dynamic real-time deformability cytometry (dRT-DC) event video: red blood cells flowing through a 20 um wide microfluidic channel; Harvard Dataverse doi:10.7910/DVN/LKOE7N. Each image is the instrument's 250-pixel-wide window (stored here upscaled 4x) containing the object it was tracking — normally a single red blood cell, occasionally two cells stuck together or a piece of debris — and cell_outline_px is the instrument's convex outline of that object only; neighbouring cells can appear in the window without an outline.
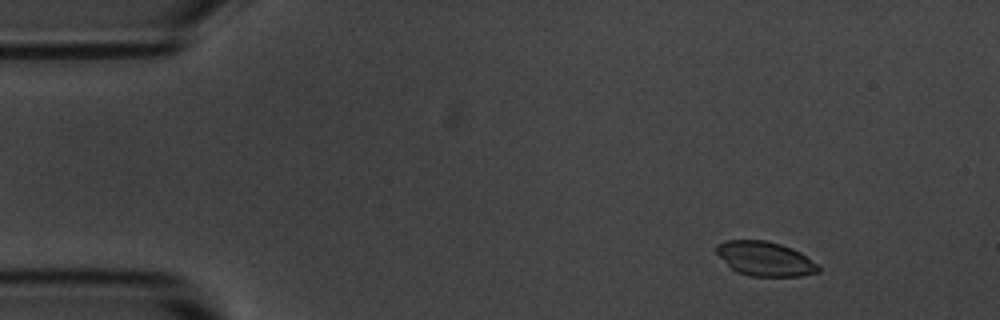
{"species": "common noctule bat (a hibernating species)", "species_latin": "Nyctalus noctula", "temperature_condition": "room temperature", "stored_images_in_passage": 56, "camera_frame_rate_fps": 3000, "um_per_image_px": 0.085, "animal": {"sex": "male", "body_mass_g": 20.1, "forearm_length_mm": 53.5}, "frame": {"image": 1, "passage_image": 6, "time_ms": 1.667, "image_size_px": [1000, 320], "cell_outline_px": [[820, 272], [800, 276], [748, 276], [736, 272], [716, 252], [716, 244], [724, 240], [764, 240], [780, 244], [792, 248], [800, 252], [816, 264], [820, 268]], "centroid_in_image_um": [65.02, 21.99], "position_along_channel_um": 20.0, "area_um2": 20.29}}
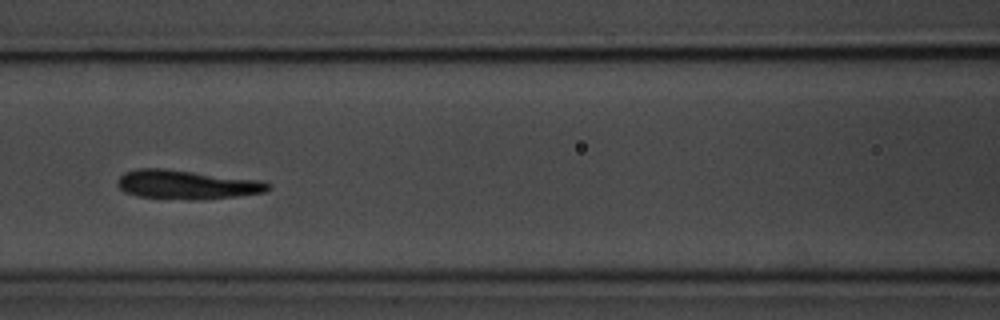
{"frame": {"image": 2, "passage_image": 24, "time_ms": 7.667, "image_size_px": [1000, 320], "cell_outline_px": [[272, 188], [264, 192], [236, 196], [204, 200], [188, 200], [136, 196], [124, 192], [116, 184], [116, 180], [124, 172], [140, 168], [160, 168], [260, 180], [268, 184]], "centroid_in_image_um": [15.82, 15.7], "position_along_channel_um": 150.8, "area_um2": 25.49}}
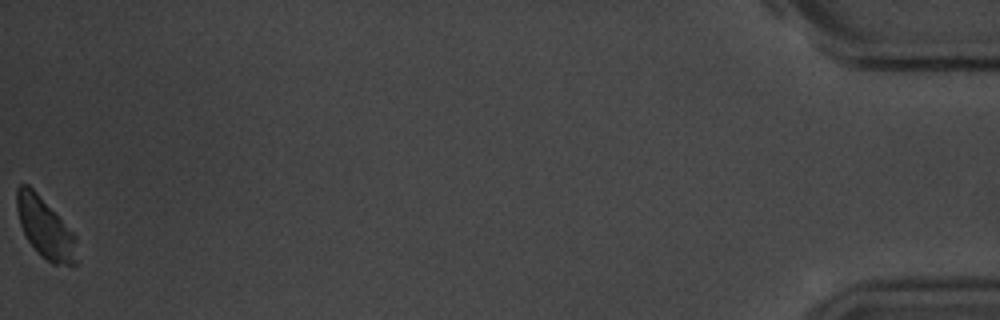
{"frame": {"image": 3, "passage_image": 56, "time_ms": 18.333, "image_size_px": [1000, 320], "cell_outline_px": [[76, 264], [72, 268], [52, 264], [40, 256], [28, 240], [20, 224], [16, 208], [16, 188], [20, 184], [28, 184], [36, 192], [76, 236]], "centroid_in_image_um": [3.84, 19.43], "position_along_channel_um": 431.4, "area_um2": 21.1}, "authors_computed_cell_mechanics": {"area_um2": 24.0448, "velocity_mm_per_s": 3.5599, "shape_relaxation_time_tau1_ms": null, "shape_relaxation_time_tau2_ms": 4.314, "deformation_change_tau1": null, "deformation_change_tau2": 0.1665}}